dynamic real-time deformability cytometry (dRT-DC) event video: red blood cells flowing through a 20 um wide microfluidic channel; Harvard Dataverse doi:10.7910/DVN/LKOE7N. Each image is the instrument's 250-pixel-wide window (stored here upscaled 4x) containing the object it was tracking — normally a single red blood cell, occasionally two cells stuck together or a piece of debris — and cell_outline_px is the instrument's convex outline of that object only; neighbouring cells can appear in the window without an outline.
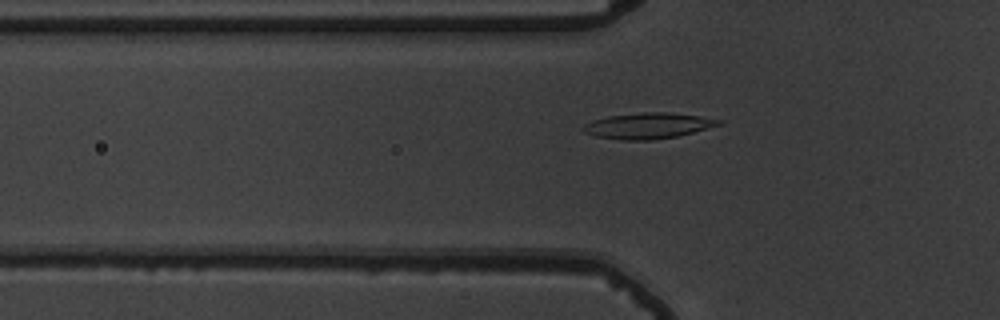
{"species": "common noctule bat (a hibernating species)", "species_latin": "Nyctalus noctula", "temperature_condition": "warm", "stored_images_in_passage": 42, "camera_frame_rate_fps": 3000, "um_per_image_px": 0.085, "animal": {"sex": "male", "body_mass_g": 19.5, "forearm_length_mm": 54.6}, "frame": {"image": 1, "passage_image": 5, "time_ms": 1.333, "image_size_px": [1000, 320], "cell_outline_px": [[724, 120], [720, 124], [692, 132], [676, 136], [652, 140], [624, 140], [596, 136], [584, 132], [580, 128], [584, 124], [592, 120], [608, 116], [644, 112], [668, 112], [700, 116]], "centroid_in_image_um": [55.04, 10.68], "position_along_channel_um": 70.8, "area_um2": 20.23}}
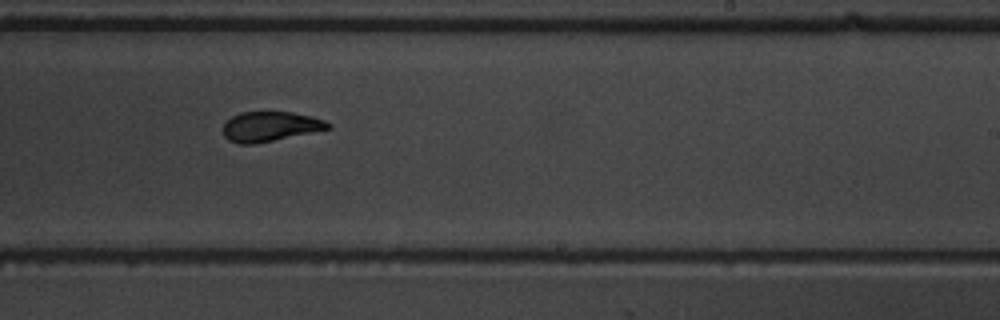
{"frame": {"image": 2, "passage_image": 21, "time_ms": 6.667, "image_size_px": [1000, 320], "cell_outline_px": [[332, 128], [256, 144], [240, 144], [228, 140], [224, 136], [224, 124], [232, 116], [240, 112], [292, 112], [312, 116], [324, 120], [332, 124]], "centroid_in_image_um": [22.99, 10.75], "position_along_channel_um": 266.0, "area_um2": 18.26}}
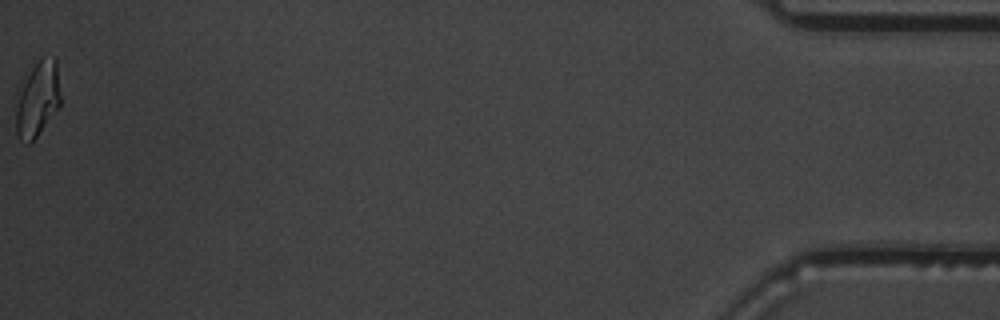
{"frame": {"image": 3, "passage_image": 42, "time_ms": 13.667, "image_size_px": [1000, 320], "cell_outline_px": [[60, 104], [36, 136], [28, 144], [20, 140], [16, 132], [16, 108], [20, 80], [32, 60], [40, 56], [56, 56], [60, 96]], "centroid_in_image_um": [3.15, 8.26], "position_along_channel_um": 432.0, "area_um2": 20.23}, "authors_computed_cell_mechanics": {"area_um2": 18.9873, "velocity_mm_per_s": 3.6724, "shape_relaxation_time_tau1_ms": 5.001, "shape_relaxation_time_tau2_ms": 1.8639, "deformation_change_tau1": 0.2053, "deformation_change_tau2": 0.0779}}